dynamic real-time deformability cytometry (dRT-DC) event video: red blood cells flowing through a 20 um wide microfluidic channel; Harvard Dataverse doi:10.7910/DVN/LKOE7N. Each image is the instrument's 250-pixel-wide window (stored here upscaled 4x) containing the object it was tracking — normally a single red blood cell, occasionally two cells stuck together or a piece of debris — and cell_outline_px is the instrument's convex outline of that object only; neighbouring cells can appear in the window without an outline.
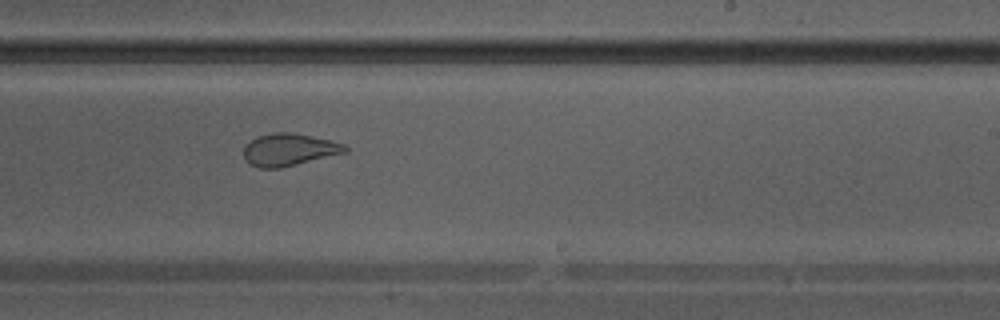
{"species": "Egyptian fruit bat (a non-hibernating species)", "species_latin": "Rousettus aegyptiacus", "temperature_condition": "warm", "stored_images_in_passage": 34, "camera_frame_rate_fps": 3000, "um_per_image_px": 0.085, "animal": {"sex": "male"}, "frame": {"image": 1, "passage_image": 20, "time_ms": 6.333, "image_size_px": [1000, 320], "cell_outline_px": [[348, 152], [280, 168], [260, 168], [248, 164], [244, 160], [244, 144], [256, 136], [272, 132], [292, 132], [312, 136], [344, 144], [348, 148]], "centroid_in_image_um": [24.52, 12.72], "position_along_channel_um": 264.5, "area_um2": 19.31}}